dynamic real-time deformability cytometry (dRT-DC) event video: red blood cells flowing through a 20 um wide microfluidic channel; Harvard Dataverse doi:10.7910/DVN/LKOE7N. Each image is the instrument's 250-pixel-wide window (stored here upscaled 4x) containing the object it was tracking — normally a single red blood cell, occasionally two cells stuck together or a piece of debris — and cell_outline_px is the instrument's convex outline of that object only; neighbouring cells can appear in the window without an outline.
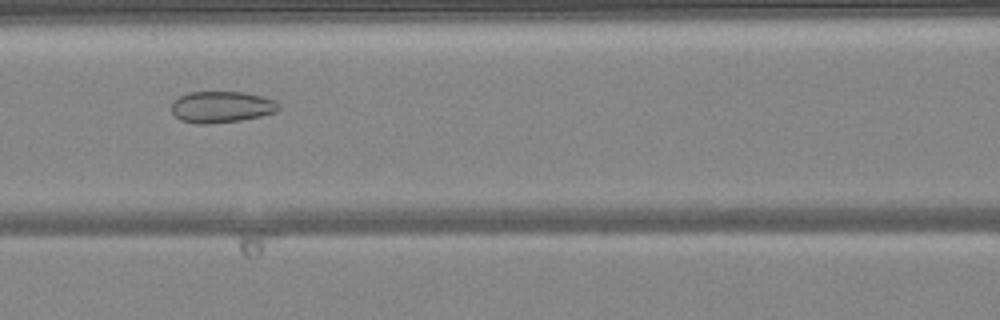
{"species": "common noctule bat (a hibernating species)", "species_latin": "Nyctalus noctula", "temperature_condition": "warm", "stored_images_in_passage": 49, "camera_frame_rate_fps": 3000, "um_per_image_px": 0.085, "animal": {"sex": "female", "body_mass_g": 24.6, "forearm_length_mm": 56.2}, "frame": {"image": 1, "passage_image": 22, "time_ms": 7.0, "image_size_px": [1000, 320], "cell_outline_px": [[280, 108], [276, 112], [260, 116], [240, 120], [208, 124], [196, 124], [180, 120], [172, 112], [172, 104], [180, 96], [188, 92], [244, 92], [264, 96], [276, 100], [280, 104]], "centroid_in_image_um": [18.87, 9.09], "position_along_channel_um": 147.7, "area_um2": 19.71}}
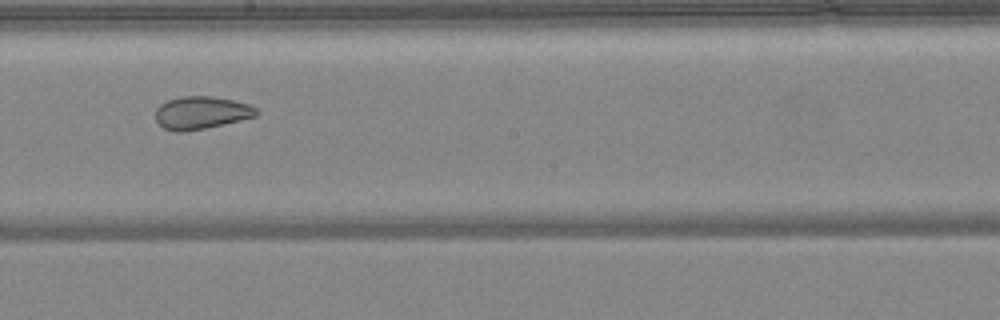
{"frame": {"image": 2, "passage_image": 28, "time_ms": 9.0, "image_size_px": [1000, 320], "cell_outline_px": [[260, 112], [256, 116], [240, 120], [204, 128], [184, 132], [176, 132], [164, 128], [156, 120], [156, 108], [160, 104], [168, 100], [180, 96], [212, 96], [232, 100], [248, 104], [256, 108]], "centroid_in_image_um": [17.09, 9.57], "position_along_channel_um": 231.1, "area_um2": 19.13}}
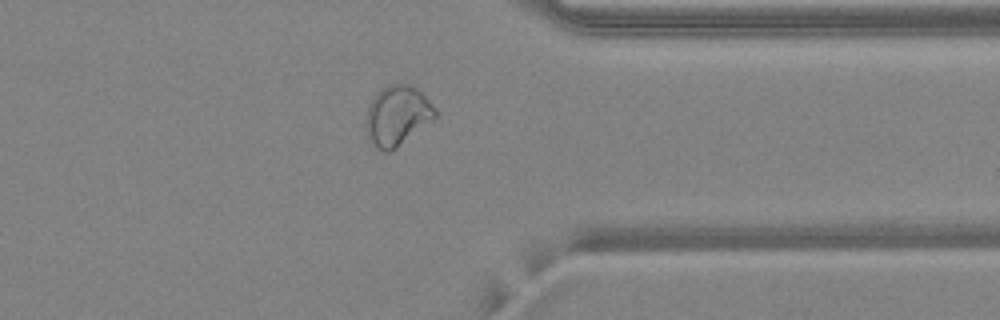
{"frame": {"image": 3, "passage_image": 39, "time_ms": 12.667, "image_size_px": [1000, 320], "cell_outline_px": [[436, 116], [432, 120], [392, 152], [384, 152], [376, 148], [368, 140], [368, 104], [376, 92], [380, 88], [392, 84], [408, 84], [416, 88], [436, 108]], "centroid_in_image_um": [33.76, 9.84], "position_along_channel_um": 377.6, "area_um2": 23.93}, "authors_computed_cell_mechanics": {"area_um2": 25.2008, "velocity_mm_per_s": 4.1808, "shape_relaxation_time_tau1_ms": null, "shape_relaxation_time_tau2_ms": 1.4481, "deformation_change_tau1": null, "deformation_change_tau2": 0.0683}}